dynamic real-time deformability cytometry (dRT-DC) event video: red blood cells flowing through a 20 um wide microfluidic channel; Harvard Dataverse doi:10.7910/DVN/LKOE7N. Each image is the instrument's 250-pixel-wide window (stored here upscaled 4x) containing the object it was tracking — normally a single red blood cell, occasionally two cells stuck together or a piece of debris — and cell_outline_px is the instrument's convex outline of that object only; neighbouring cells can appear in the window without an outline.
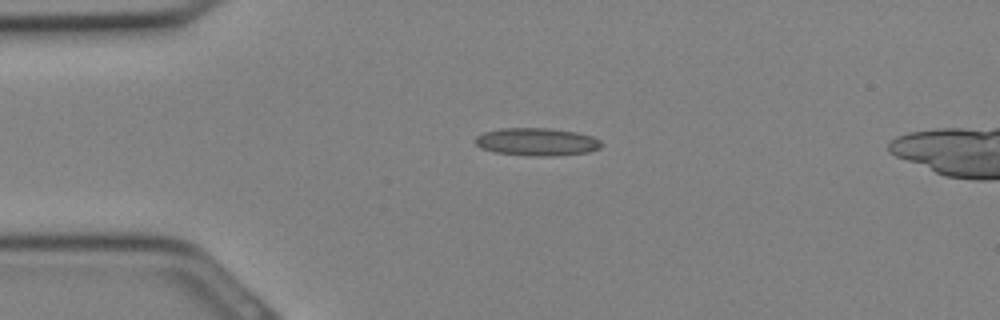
{"species": "Egyptian fruit bat (a non-hibernating species)", "species_latin": "Rousettus aegyptiacus", "temperature_condition": "cold", "stored_images_in_passage": 31, "camera_frame_rate_fps": 3000, "um_per_image_px": 0.085, "animal": {"sex": "female"}, "frame": {"image": 1, "passage_image": 6, "time_ms": 1.667, "image_size_px": [1000, 320], "cell_outline_px": [[604, 144], [600, 148], [588, 152], [552, 156], [528, 156], [496, 152], [480, 148], [472, 140], [476, 136], [484, 132], [500, 128], [548, 128], [576, 132], [592, 136], [600, 140]], "centroid_in_image_um": [45.61, 12.05], "position_along_channel_um": 39.4, "area_um2": 20.58}}
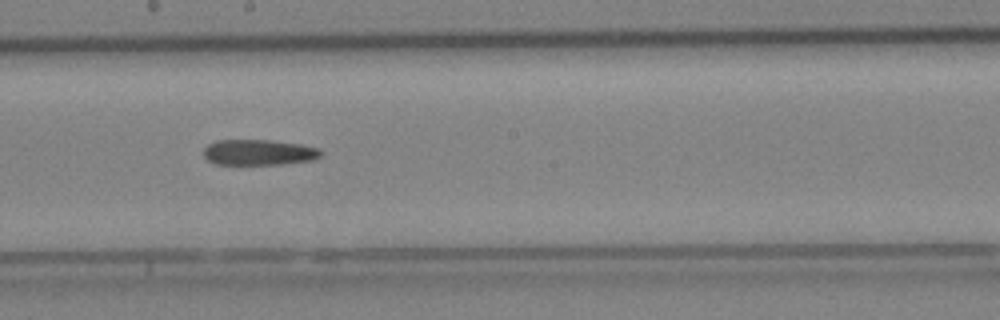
{"frame": {"image": 2, "passage_image": 16, "time_ms": 5.0, "image_size_px": [1000, 320], "cell_outline_px": [[324, 152], [320, 156], [312, 160], [280, 164], [216, 164], [208, 160], [204, 156], [204, 148], [208, 144], [216, 140], [272, 140], [300, 144], [320, 148]], "centroid_in_image_um": [22.01, 12.94], "position_along_channel_um": 226.2, "area_um2": 17.57}}
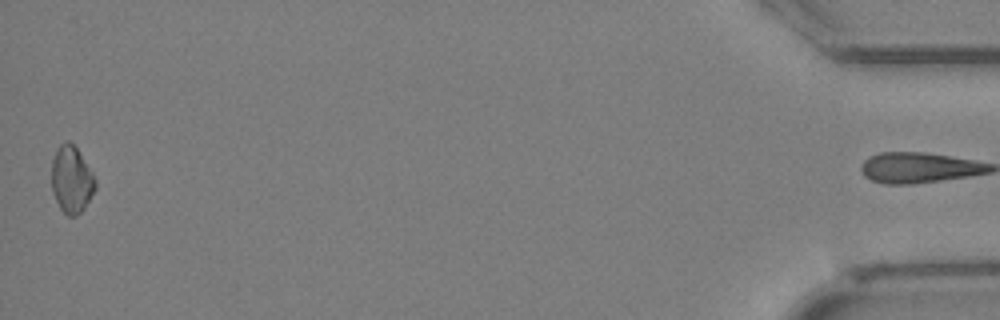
{"frame": {"image": 3, "passage_image": 30, "time_ms": 9.667, "image_size_px": [1000, 320], "cell_outline_px": [[96, 188], [84, 208], [76, 216], [68, 216], [60, 208], [52, 192], [52, 160], [56, 148], [64, 140], [68, 140], [76, 148], [92, 172], [96, 180]], "centroid_in_image_um": [6.07, 15.25], "position_along_channel_um": 429.1, "area_um2": 16.99}}